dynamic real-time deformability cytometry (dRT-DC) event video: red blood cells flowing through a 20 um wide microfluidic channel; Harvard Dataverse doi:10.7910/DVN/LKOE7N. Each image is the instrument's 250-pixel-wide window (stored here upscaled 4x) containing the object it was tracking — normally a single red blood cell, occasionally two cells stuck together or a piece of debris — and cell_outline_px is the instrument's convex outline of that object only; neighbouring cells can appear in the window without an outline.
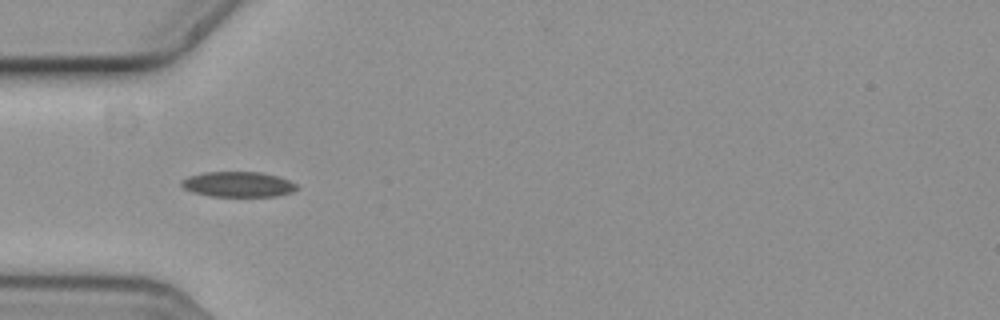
{"species": "common noctule bat (a hibernating species)", "species_latin": "Nyctalus noctula", "temperature_condition": "cold", "stored_images_in_passage": 5, "camera_frame_rate_fps": 3000, "um_per_image_px": 0.085, "animal": {"sex": "female", "body_mass_g": 19.3, "forearm_length_mm": 54.1}, "frame": {"image": 1, "passage_image": 4, "time_ms": 1.0, "image_size_px": [1000, 320], "cell_outline_px": [[300, 188], [292, 192], [276, 196], [208, 196], [192, 192], [184, 188], [180, 184], [180, 180], [188, 176], [204, 172], [260, 172], [280, 176], [296, 184]], "centroid_in_image_um": [20.23, 15.66], "position_along_channel_um": 64.8, "area_um2": 17.17}}
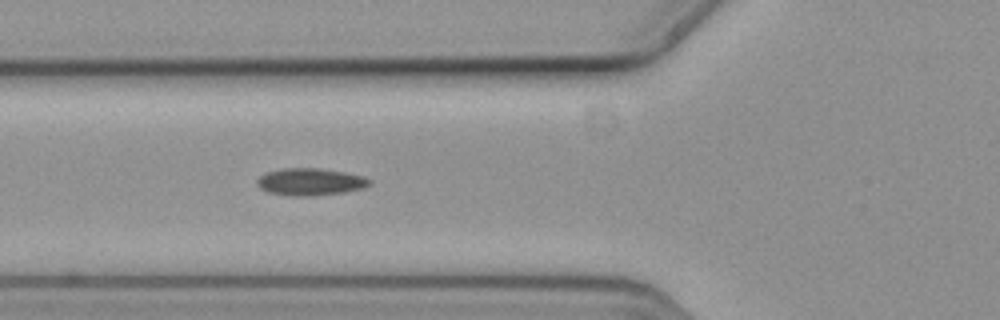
{"frame": {"image": 2, "passage_image": 5, "time_ms": 1.333, "image_size_px": [1000, 320], "cell_outline_px": [[372, 184], [364, 188], [344, 192], [308, 196], [292, 196], [268, 192], [260, 188], [256, 184], [256, 180], [260, 176], [268, 172], [284, 168], [320, 168], [344, 172], [364, 176], [372, 180]], "centroid_in_image_um": [26.4, 15.45], "position_along_channel_um": 99.4, "area_um2": 17.86}}